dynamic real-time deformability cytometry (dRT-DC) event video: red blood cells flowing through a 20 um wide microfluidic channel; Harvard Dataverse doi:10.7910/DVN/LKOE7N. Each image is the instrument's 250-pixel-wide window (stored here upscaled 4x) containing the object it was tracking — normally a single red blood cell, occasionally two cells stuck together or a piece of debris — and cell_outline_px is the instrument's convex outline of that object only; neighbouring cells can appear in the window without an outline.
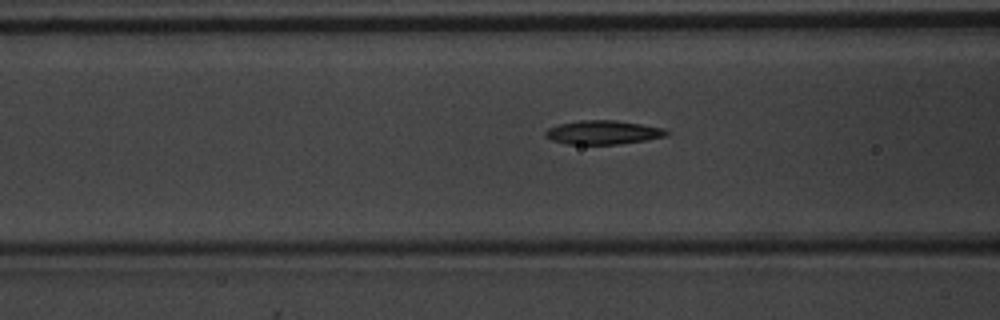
{"species": "common noctule bat (a hibernating species)", "species_latin": "Nyctalus noctula", "temperature_condition": "warm", "stored_images_in_passage": 36, "camera_frame_rate_fps": 3000, "um_per_image_px": 0.085, "animal": {"sex": "male", "body_mass_g": 20.1, "forearm_length_mm": 53.5}, "frame": {"image": 1, "passage_image": 6, "time_ms": 1.667, "image_size_px": [1000, 320], "cell_outline_px": [[668, 136], [644, 140], [616, 144], [568, 144], [552, 140], [544, 136], [544, 132], [548, 128], [560, 124], [580, 120], [616, 120], [664, 128], [668, 132]], "centroid_in_image_um": [51.24, 11.25], "position_along_channel_um": 115.4, "area_um2": 16.7}}
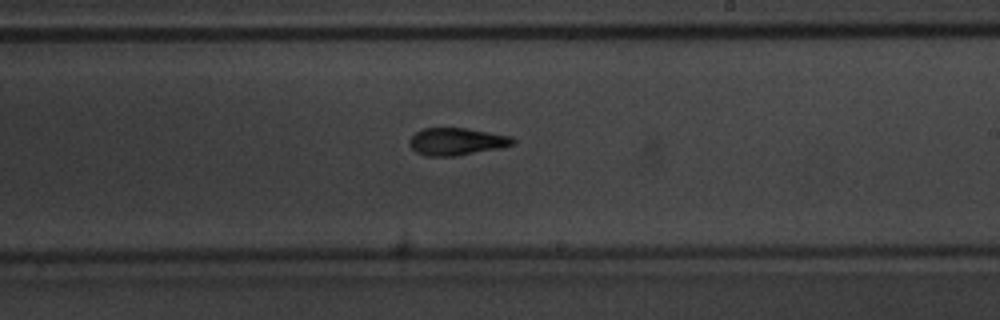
{"frame": {"image": 2, "passage_image": 16, "time_ms": 5.0, "image_size_px": [1000, 320], "cell_outline_px": [[516, 144], [500, 148], [456, 156], [428, 156], [416, 152], [408, 144], [408, 140], [416, 132], [424, 128], [464, 128], [512, 136], [516, 140]], "centroid_in_image_um": [38.82, 12.03], "position_along_channel_um": 250.2, "area_um2": 16.53}}
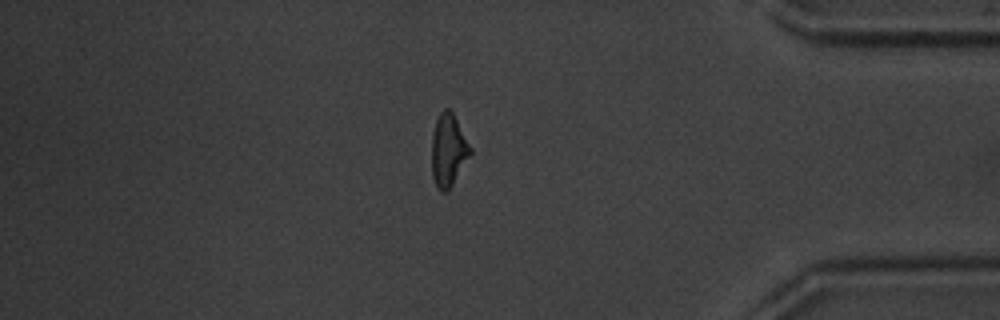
{"frame": {"image": 3, "passage_image": 29, "time_ms": 9.333, "image_size_px": [1000, 320], "cell_outline_px": [[472, 152], [452, 184], [444, 192], [440, 192], [436, 188], [432, 176], [432, 132], [436, 120], [440, 112], [444, 108], [448, 108], [452, 112], [472, 148]], "centroid_in_image_um": [38.09, 12.76], "position_along_channel_um": 397.1, "area_um2": 16.18}, "authors_computed_cell_mechanics": {"area_um2": 16.4152, "velocity_mm_per_s": 4.046, "shape_relaxation_time_tau1_ms": 4.5208, "shape_relaxation_time_tau2_ms": 2.5714, "deformation_change_tau1": 0.1814, "deformation_change_tau2": 0.1142}}